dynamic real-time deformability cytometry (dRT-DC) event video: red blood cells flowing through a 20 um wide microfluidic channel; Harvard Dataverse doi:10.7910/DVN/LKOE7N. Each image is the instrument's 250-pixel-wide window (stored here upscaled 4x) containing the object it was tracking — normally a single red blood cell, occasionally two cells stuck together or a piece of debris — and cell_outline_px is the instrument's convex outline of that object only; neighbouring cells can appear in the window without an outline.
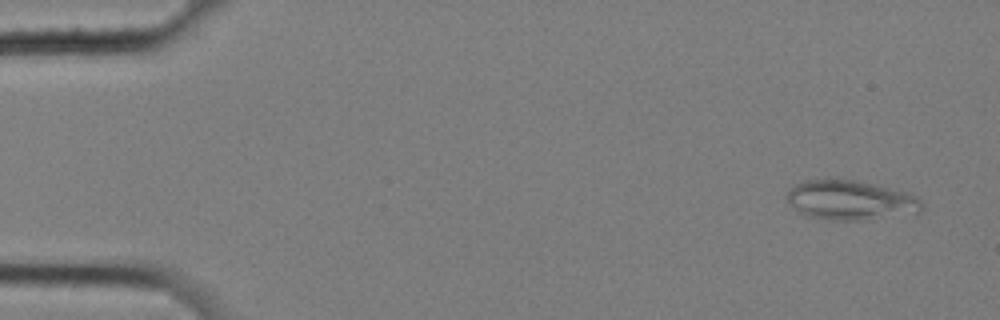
{"species": "common noctule bat (a hibernating species)", "species_latin": "Nyctalus noctula", "temperature_condition": "cold", "stored_images_in_passage": 7, "segment_of_instrument_passage": [1, 2], "camera_frame_rate_fps": 3000, "um_per_image_px": 0.085, "animal": {"sex": "female", "body_mass_g": 25.1}, "frame": {"image": 1, "passage_image": 1, "time_ms": 0.0, "image_size_px": [1000, 320], "cell_outline_px": [[924, 208], [920, 212], [860, 220], [828, 220], [804, 216], [796, 212], [784, 196], [788, 188], [804, 180], [828, 176], [836, 176], [856, 180], [908, 192], [916, 196], [924, 204]], "centroid_in_image_um": [72.19, 16.97], "position_along_channel_um": 12.8, "area_um2": 32.19}}